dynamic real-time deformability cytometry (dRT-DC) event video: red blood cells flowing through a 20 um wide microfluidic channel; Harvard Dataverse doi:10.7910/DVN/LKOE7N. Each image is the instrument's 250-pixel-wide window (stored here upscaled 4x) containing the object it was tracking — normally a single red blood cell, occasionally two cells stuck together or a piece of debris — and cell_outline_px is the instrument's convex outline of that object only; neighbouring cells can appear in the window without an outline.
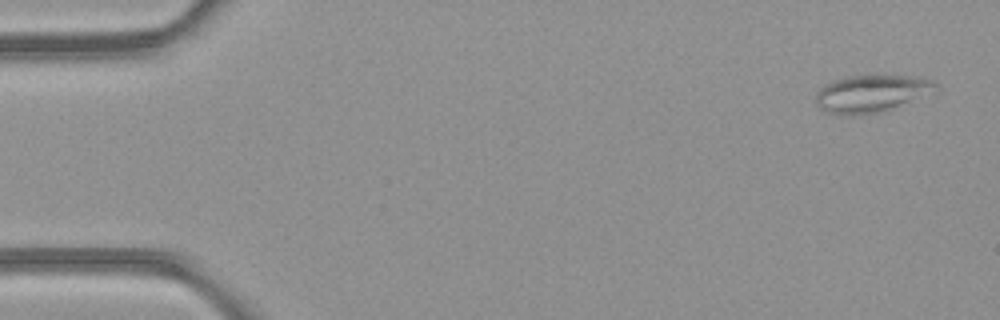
{"species": "common noctule bat (a hibernating species)", "species_latin": "Nyctalus noctula", "temperature_condition": "room temperature", "stored_images_in_passage": 34, "camera_frame_rate_fps": 3000, "um_per_image_px": 0.085, "animal": {"sex": "female", "body_mass_g": 21.9}, "frame": {"image": 1, "passage_image": 2, "time_ms": 0.333, "image_size_px": [1000, 320], "cell_outline_px": [[936, 84], [908, 100], [880, 112], [828, 112], [820, 108], [816, 104], [816, 92], [824, 84], [832, 80], [848, 76], [868, 72], [920, 76], [932, 80]], "centroid_in_image_um": [73.93, 7.82], "position_along_channel_um": 11.1, "area_um2": 25.09}}
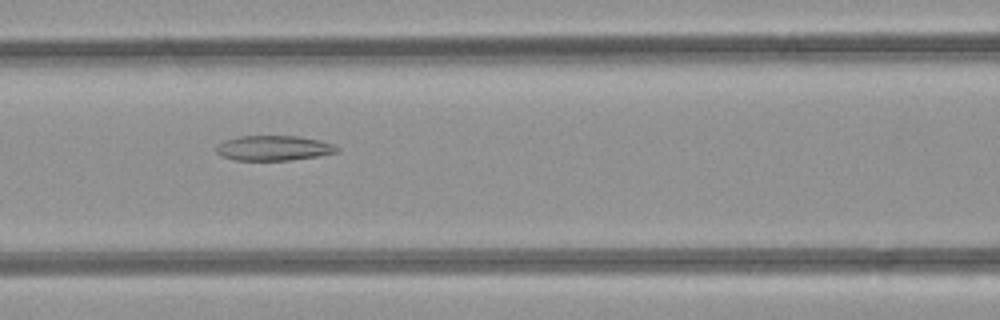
{"frame": {"image": 2, "passage_image": 21, "time_ms": 6.667, "image_size_px": [1000, 320], "cell_outline_px": [[340, 152], [316, 156], [288, 160], [236, 160], [220, 156], [216, 152], [216, 144], [224, 140], [240, 136], [300, 136], [320, 140], [332, 144], [340, 148]], "centroid_in_image_um": [23.25, 12.58], "position_along_channel_um": 143.4, "area_um2": 17.69}}